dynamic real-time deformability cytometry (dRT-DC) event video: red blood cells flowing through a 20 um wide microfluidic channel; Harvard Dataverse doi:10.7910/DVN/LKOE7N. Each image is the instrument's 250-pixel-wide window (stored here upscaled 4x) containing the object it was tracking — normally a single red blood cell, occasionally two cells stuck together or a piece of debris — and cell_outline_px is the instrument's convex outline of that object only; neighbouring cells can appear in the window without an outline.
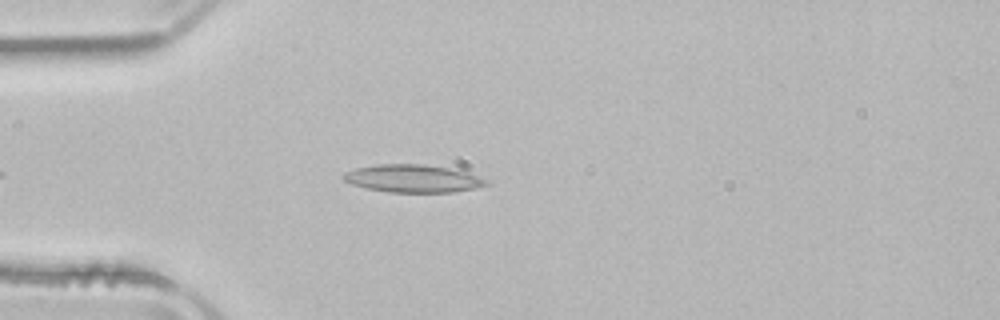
{"species": "common noctule bat (a hibernating species)", "species_latin": "Nyctalus noctula", "temperature_condition": "room temperature", "stored_images_in_passage": 40, "camera_frame_rate_fps": 3000, "um_per_image_px": 0.085, "animal": {"sex": "male", "body_mass_g": 21.5, "forearm_length_mm": 52.0}, "frame": {"image": 1, "passage_image": 5, "time_ms": 1.333, "image_size_px": [1000, 320], "cell_outline_px": [[492, 184], [452, 192], [388, 192], [368, 188], [352, 184], [344, 180], [340, 176], [344, 172], [356, 168], [376, 164], [424, 164], [448, 168], [464, 172], [488, 180]], "centroid_in_image_um": [35.05, 15.17], "position_along_channel_um": 49.9, "area_um2": 22.89}}
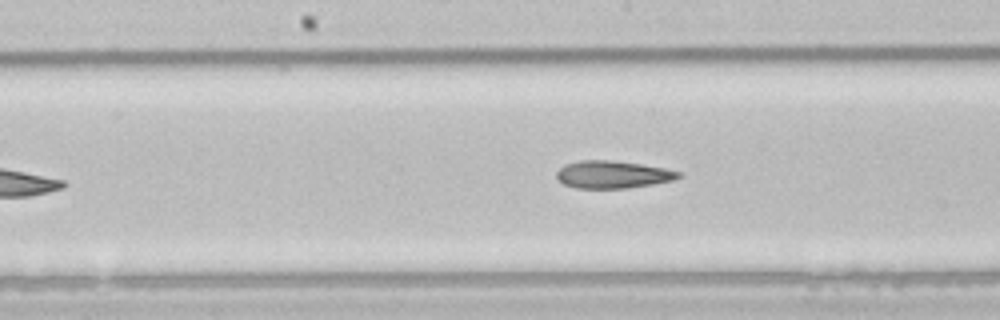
{"frame": {"image": 2, "passage_image": 17, "time_ms": 5.333, "image_size_px": [1000, 320], "cell_outline_px": [[684, 176], [672, 180], [652, 184], [628, 188], [576, 188], [564, 184], [556, 176], [556, 172], [564, 164], [580, 160], [612, 160], [640, 164], [664, 168], [684, 172]], "centroid_in_image_um": [52.1, 14.83], "position_along_channel_um": 196.1, "area_um2": 19.59}}
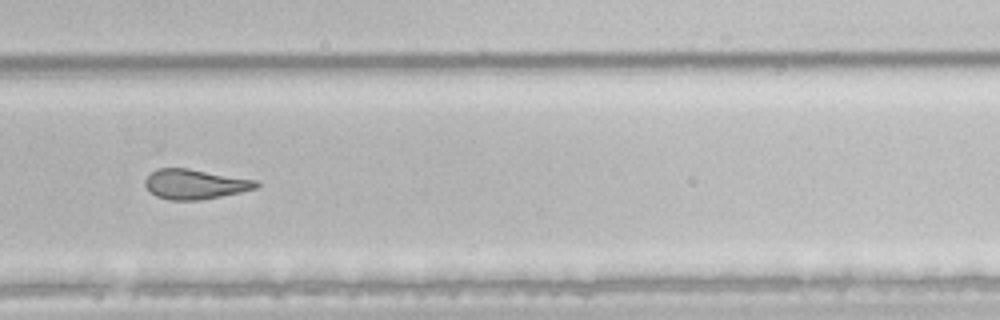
{"frame": {"image": 3, "passage_image": 26, "time_ms": 8.333, "image_size_px": [1000, 320], "cell_outline_px": [[260, 184], [256, 188], [240, 192], [200, 200], [168, 200], [156, 196], [144, 184], [144, 180], [152, 172], [160, 168], [188, 168], [256, 180]], "centroid_in_image_um": [16.57, 15.65], "position_along_channel_um": 313.2, "area_um2": 19.13}, "authors_computed_cell_mechanics": {"area_um2": 20.5479, "velocity_mm_per_s": 3.9339, "shape_relaxation_time_tau1_ms": null, "shape_relaxation_time_tau2_ms": 4.6365, "deformation_change_tau1": null, "deformation_change_tau2": 0.1484}}